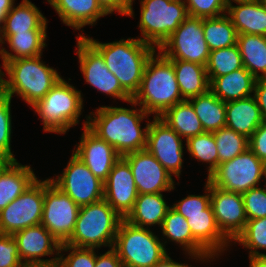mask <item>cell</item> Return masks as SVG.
Instances as JSON below:
<instances>
[{"instance_id": "obj_4", "label": "cell", "mask_w": 266, "mask_h": 267, "mask_svg": "<svg viewBox=\"0 0 266 267\" xmlns=\"http://www.w3.org/2000/svg\"><path fill=\"white\" fill-rule=\"evenodd\" d=\"M132 100L146 113L154 114L153 117H160L167 109L184 101L173 62L159 50L147 61L140 88Z\"/></svg>"}, {"instance_id": "obj_46", "label": "cell", "mask_w": 266, "mask_h": 267, "mask_svg": "<svg viewBox=\"0 0 266 267\" xmlns=\"http://www.w3.org/2000/svg\"><path fill=\"white\" fill-rule=\"evenodd\" d=\"M99 6L107 14H114L115 12L122 15H127L130 17H135L133 10L134 0H97Z\"/></svg>"}, {"instance_id": "obj_45", "label": "cell", "mask_w": 266, "mask_h": 267, "mask_svg": "<svg viewBox=\"0 0 266 267\" xmlns=\"http://www.w3.org/2000/svg\"><path fill=\"white\" fill-rule=\"evenodd\" d=\"M0 267H24L12 235L0 233Z\"/></svg>"}, {"instance_id": "obj_5", "label": "cell", "mask_w": 266, "mask_h": 267, "mask_svg": "<svg viewBox=\"0 0 266 267\" xmlns=\"http://www.w3.org/2000/svg\"><path fill=\"white\" fill-rule=\"evenodd\" d=\"M83 93L63 77L31 108L43 124V131L66 134L79 124L84 110Z\"/></svg>"}, {"instance_id": "obj_27", "label": "cell", "mask_w": 266, "mask_h": 267, "mask_svg": "<svg viewBox=\"0 0 266 267\" xmlns=\"http://www.w3.org/2000/svg\"><path fill=\"white\" fill-rule=\"evenodd\" d=\"M209 90L223 102L253 95L256 78L245 68L216 78H208Z\"/></svg>"}, {"instance_id": "obj_12", "label": "cell", "mask_w": 266, "mask_h": 267, "mask_svg": "<svg viewBox=\"0 0 266 267\" xmlns=\"http://www.w3.org/2000/svg\"><path fill=\"white\" fill-rule=\"evenodd\" d=\"M60 175L51 181L77 205H89L104 199L103 181L72 152L71 158Z\"/></svg>"}, {"instance_id": "obj_31", "label": "cell", "mask_w": 266, "mask_h": 267, "mask_svg": "<svg viewBox=\"0 0 266 267\" xmlns=\"http://www.w3.org/2000/svg\"><path fill=\"white\" fill-rule=\"evenodd\" d=\"M47 31H28L11 34L2 43V62H8L18 58L35 57L43 55V49L47 46ZM4 44V45H3ZM7 49H5V45Z\"/></svg>"}, {"instance_id": "obj_34", "label": "cell", "mask_w": 266, "mask_h": 267, "mask_svg": "<svg viewBox=\"0 0 266 267\" xmlns=\"http://www.w3.org/2000/svg\"><path fill=\"white\" fill-rule=\"evenodd\" d=\"M188 101L201 121L204 132H214L226 127V102L220 100L210 90Z\"/></svg>"}, {"instance_id": "obj_22", "label": "cell", "mask_w": 266, "mask_h": 267, "mask_svg": "<svg viewBox=\"0 0 266 267\" xmlns=\"http://www.w3.org/2000/svg\"><path fill=\"white\" fill-rule=\"evenodd\" d=\"M186 219L193 238L212 257L223 256L233 246L219 229L211 205L205 209V214L186 215Z\"/></svg>"}, {"instance_id": "obj_48", "label": "cell", "mask_w": 266, "mask_h": 267, "mask_svg": "<svg viewBox=\"0 0 266 267\" xmlns=\"http://www.w3.org/2000/svg\"><path fill=\"white\" fill-rule=\"evenodd\" d=\"M97 249L95 267H124L116 250L111 247L105 253H99ZM99 253V254H98Z\"/></svg>"}, {"instance_id": "obj_8", "label": "cell", "mask_w": 266, "mask_h": 267, "mask_svg": "<svg viewBox=\"0 0 266 267\" xmlns=\"http://www.w3.org/2000/svg\"><path fill=\"white\" fill-rule=\"evenodd\" d=\"M113 248L124 267H152L168 252L150 228L137 227L122 220Z\"/></svg>"}, {"instance_id": "obj_17", "label": "cell", "mask_w": 266, "mask_h": 267, "mask_svg": "<svg viewBox=\"0 0 266 267\" xmlns=\"http://www.w3.org/2000/svg\"><path fill=\"white\" fill-rule=\"evenodd\" d=\"M12 236L24 266L57 264L61 243L42 224L25 228ZM46 256L53 257L42 258Z\"/></svg>"}, {"instance_id": "obj_29", "label": "cell", "mask_w": 266, "mask_h": 267, "mask_svg": "<svg viewBox=\"0 0 266 267\" xmlns=\"http://www.w3.org/2000/svg\"><path fill=\"white\" fill-rule=\"evenodd\" d=\"M37 178L31 165L11 161L0 173V211L19 197Z\"/></svg>"}, {"instance_id": "obj_56", "label": "cell", "mask_w": 266, "mask_h": 267, "mask_svg": "<svg viewBox=\"0 0 266 267\" xmlns=\"http://www.w3.org/2000/svg\"><path fill=\"white\" fill-rule=\"evenodd\" d=\"M0 59L2 60V43H1V39H0ZM1 67V65H0Z\"/></svg>"}, {"instance_id": "obj_30", "label": "cell", "mask_w": 266, "mask_h": 267, "mask_svg": "<svg viewBox=\"0 0 266 267\" xmlns=\"http://www.w3.org/2000/svg\"><path fill=\"white\" fill-rule=\"evenodd\" d=\"M173 62L176 80L184 100L203 95L209 91V79L206 66L179 59Z\"/></svg>"}, {"instance_id": "obj_32", "label": "cell", "mask_w": 266, "mask_h": 267, "mask_svg": "<svg viewBox=\"0 0 266 267\" xmlns=\"http://www.w3.org/2000/svg\"><path fill=\"white\" fill-rule=\"evenodd\" d=\"M236 45L243 67L256 79H266V36L238 34Z\"/></svg>"}, {"instance_id": "obj_44", "label": "cell", "mask_w": 266, "mask_h": 267, "mask_svg": "<svg viewBox=\"0 0 266 267\" xmlns=\"http://www.w3.org/2000/svg\"><path fill=\"white\" fill-rule=\"evenodd\" d=\"M190 17L210 18L226 14L222 0H184Z\"/></svg>"}, {"instance_id": "obj_35", "label": "cell", "mask_w": 266, "mask_h": 267, "mask_svg": "<svg viewBox=\"0 0 266 267\" xmlns=\"http://www.w3.org/2000/svg\"><path fill=\"white\" fill-rule=\"evenodd\" d=\"M203 31L210 51L227 48L237 43L238 34L226 14L219 17L203 18Z\"/></svg>"}, {"instance_id": "obj_52", "label": "cell", "mask_w": 266, "mask_h": 267, "mask_svg": "<svg viewBox=\"0 0 266 267\" xmlns=\"http://www.w3.org/2000/svg\"><path fill=\"white\" fill-rule=\"evenodd\" d=\"M249 267H266V256L249 257Z\"/></svg>"}, {"instance_id": "obj_43", "label": "cell", "mask_w": 266, "mask_h": 267, "mask_svg": "<svg viewBox=\"0 0 266 267\" xmlns=\"http://www.w3.org/2000/svg\"><path fill=\"white\" fill-rule=\"evenodd\" d=\"M242 194L247 220L266 217V184Z\"/></svg>"}, {"instance_id": "obj_2", "label": "cell", "mask_w": 266, "mask_h": 267, "mask_svg": "<svg viewBox=\"0 0 266 267\" xmlns=\"http://www.w3.org/2000/svg\"><path fill=\"white\" fill-rule=\"evenodd\" d=\"M77 35L101 54L122 89L133 98L140 88L146 63L157 49L135 37L102 43L82 32Z\"/></svg>"}, {"instance_id": "obj_23", "label": "cell", "mask_w": 266, "mask_h": 267, "mask_svg": "<svg viewBox=\"0 0 266 267\" xmlns=\"http://www.w3.org/2000/svg\"><path fill=\"white\" fill-rule=\"evenodd\" d=\"M66 26L83 32L85 26H95L98 19L108 16L97 0H46Z\"/></svg>"}, {"instance_id": "obj_38", "label": "cell", "mask_w": 266, "mask_h": 267, "mask_svg": "<svg viewBox=\"0 0 266 267\" xmlns=\"http://www.w3.org/2000/svg\"><path fill=\"white\" fill-rule=\"evenodd\" d=\"M213 135L218 151V166L239 156L249 148V138L228 127L214 131Z\"/></svg>"}, {"instance_id": "obj_54", "label": "cell", "mask_w": 266, "mask_h": 267, "mask_svg": "<svg viewBox=\"0 0 266 267\" xmlns=\"http://www.w3.org/2000/svg\"><path fill=\"white\" fill-rule=\"evenodd\" d=\"M223 1V4L226 6V8L230 5H232L233 3H242V2H246V1H249V0H222Z\"/></svg>"}, {"instance_id": "obj_10", "label": "cell", "mask_w": 266, "mask_h": 267, "mask_svg": "<svg viewBox=\"0 0 266 267\" xmlns=\"http://www.w3.org/2000/svg\"><path fill=\"white\" fill-rule=\"evenodd\" d=\"M47 179L39 177L14 201L0 211V233H14L41 224L44 206V189Z\"/></svg>"}, {"instance_id": "obj_36", "label": "cell", "mask_w": 266, "mask_h": 267, "mask_svg": "<svg viewBox=\"0 0 266 267\" xmlns=\"http://www.w3.org/2000/svg\"><path fill=\"white\" fill-rule=\"evenodd\" d=\"M186 152L191 158H195L198 162L206 163L207 178L218 167V151L214 139L213 132H204L202 134L190 137L186 142Z\"/></svg>"}, {"instance_id": "obj_6", "label": "cell", "mask_w": 266, "mask_h": 267, "mask_svg": "<svg viewBox=\"0 0 266 267\" xmlns=\"http://www.w3.org/2000/svg\"><path fill=\"white\" fill-rule=\"evenodd\" d=\"M123 219L105 199L83 205L65 244L78 248H111Z\"/></svg>"}, {"instance_id": "obj_21", "label": "cell", "mask_w": 266, "mask_h": 267, "mask_svg": "<svg viewBox=\"0 0 266 267\" xmlns=\"http://www.w3.org/2000/svg\"><path fill=\"white\" fill-rule=\"evenodd\" d=\"M162 233V242L166 248V244L169 242H174L182 250L184 254L188 256V259L195 260L203 263H209L219 260V257H212L194 238L191 233L190 227L188 225L187 219L174 210L172 207L167 211L166 216L164 217L162 226L160 228ZM217 258V259H216ZM194 259V260H193ZM209 261V262H208Z\"/></svg>"}, {"instance_id": "obj_7", "label": "cell", "mask_w": 266, "mask_h": 267, "mask_svg": "<svg viewBox=\"0 0 266 267\" xmlns=\"http://www.w3.org/2000/svg\"><path fill=\"white\" fill-rule=\"evenodd\" d=\"M140 9L137 38L157 50L189 16L184 0H140Z\"/></svg>"}, {"instance_id": "obj_15", "label": "cell", "mask_w": 266, "mask_h": 267, "mask_svg": "<svg viewBox=\"0 0 266 267\" xmlns=\"http://www.w3.org/2000/svg\"><path fill=\"white\" fill-rule=\"evenodd\" d=\"M152 118L147 130L146 149L179 180L184 167L185 140L159 117Z\"/></svg>"}, {"instance_id": "obj_9", "label": "cell", "mask_w": 266, "mask_h": 267, "mask_svg": "<svg viewBox=\"0 0 266 267\" xmlns=\"http://www.w3.org/2000/svg\"><path fill=\"white\" fill-rule=\"evenodd\" d=\"M213 186L224 191L243 194L265 182V162L249 148L232 160L225 161L206 178Z\"/></svg>"}, {"instance_id": "obj_50", "label": "cell", "mask_w": 266, "mask_h": 267, "mask_svg": "<svg viewBox=\"0 0 266 267\" xmlns=\"http://www.w3.org/2000/svg\"><path fill=\"white\" fill-rule=\"evenodd\" d=\"M152 267H195L186 263L174 261L167 253L159 262L155 263Z\"/></svg>"}, {"instance_id": "obj_51", "label": "cell", "mask_w": 266, "mask_h": 267, "mask_svg": "<svg viewBox=\"0 0 266 267\" xmlns=\"http://www.w3.org/2000/svg\"><path fill=\"white\" fill-rule=\"evenodd\" d=\"M14 4L15 0H0V28L3 25L6 15L11 10Z\"/></svg>"}, {"instance_id": "obj_55", "label": "cell", "mask_w": 266, "mask_h": 267, "mask_svg": "<svg viewBox=\"0 0 266 267\" xmlns=\"http://www.w3.org/2000/svg\"><path fill=\"white\" fill-rule=\"evenodd\" d=\"M24 267H58L57 264L55 265H34V266H24Z\"/></svg>"}, {"instance_id": "obj_42", "label": "cell", "mask_w": 266, "mask_h": 267, "mask_svg": "<svg viewBox=\"0 0 266 267\" xmlns=\"http://www.w3.org/2000/svg\"><path fill=\"white\" fill-rule=\"evenodd\" d=\"M205 194L193 195L176 201L171 207L186 218V215L205 214V209L210 205V182L206 179Z\"/></svg>"}, {"instance_id": "obj_53", "label": "cell", "mask_w": 266, "mask_h": 267, "mask_svg": "<svg viewBox=\"0 0 266 267\" xmlns=\"http://www.w3.org/2000/svg\"><path fill=\"white\" fill-rule=\"evenodd\" d=\"M11 162V160L5 156L0 155V173L5 169V167Z\"/></svg>"}, {"instance_id": "obj_13", "label": "cell", "mask_w": 266, "mask_h": 267, "mask_svg": "<svg viewBox=\"0 0 266 267\" xmlns=\"http://www.w3.org/2000/svg\"><path fill=\"white\" fill-rule=\"evenodd\" d=\"M80 206L49 178L44 189L41 224L61 243H66L74 230Z\"/></svg>"}, {"instance_id": "obj_28", "label": "cell", "mask_w": 266, "mask_h": 267, "mask_svg": "<svg viewBox=\"0 0 266 267\" xmlns=\"http://www.w3.org/2000/svg\"><path fill=\"white\" fill-rule=\"evenodd\" d=\"M237 34L266 36V9L259 0H249L226 8Z\"/></svg>"}, {"instance_id": "obj_18", "label": "cell", "mask_w": 266, "mask_h": 267, "mask_svg": "<svg viewBox=\"0 0 266 267\" xmlns=\"http://www.w3.org/2000/svg\"><path fill=\"white\" fill-rule=\"evenodd\" d=\"M83 121V132L80 141L75 144L72 152L88 167L101 181H105L114 163L121 157L113 146L99 138Z\"/></svg>"}, {"instance_id": "obj_25", "label": "cell", "mask_w": 266, "mask_h": 267, "mask_svg": "<svg viewBox=\"0 0 266 267\" xmlns=\"http://www.w3.org/2000/svg\"><path fill=\"white\" fill-rule=\"evenodd\" d=\"M164 196L162 193L138 194L133 209L124 220L137 227L150 228L158 225L160 229L171 207Z\"/></svg>"}, {"instance_id": "obj_40", "label": "cell", "mask_w": 266, "mask_h": 267, "mask_svg": "<svg viewBox=\"0 0 266 267\" xmlns=\"http://www.w3.org/2000/svg\"><path fill=\"white\" fill-rule=\"evenodd\" d=\"M12 99L0 91V155L17 161L11 149L12 138Z\"/></svg>"}, {"instance_id": "obj_3", "label": "cell", "mask_w": 266, "mask_h": 267, "mask_svg": "<svg viewBox=\"0 0 266 267\" xmlns=\"http://www.w3.org/2000/svg\"><path fill=\"white\" fill-rule=\"evenodd\" d=\"M2 67L5 73L0 69V91L11 99L16 94L30 107L62 78L56 68L43 62L42 55L2 62Z\"/></svg>"}, {"instance_id": "obj_24", "label": "cell", "mask_w": 266, "mask_h": 267, "mask_svg": "<svg viewBox=\"0 0 266 267\" xmlns=\"http://www.w3.org/2000/svg\"><path fill=\"white\" fill-rule=\"evenodd\" d=\"M13 5L0 28V39L3 43L11 34L28 31H47V18L30 0H22Z\"/></svg>"}, {"instance_id": "obj_39", "label": "cell", "mask_w": 266, "mask_h": 267, "mask_svg": "<svg viewBox=\"0 0 266 267\" xmlns=\"http://www.w3.org/2000/svg\"><path fill=\"white\" fill-rule=\"evenodd\" d=\"M248 250V257L266 256V217L247 220L244 230L232 242Z\"/></svg>"}, {"instance_id": "obj_14", "label": "cell", "mask_w": 266, "mask_h": 267, "mask_svg": "<svg viewBox=\"0 0 266 267\" xmlns=\"http://www.w3.org/2000/svg\"><path fill=\"white\" fill-rule=\"evenodd\" d=\"M75 53L85 83L114 100L129 102L132 98L122 89L116 76L108 69L101 54L84 38L76 36Z\"/></svg>"}, {"instance_id": "obj_37", "label": "cell", "mask_w": 266, "mask_h": 267, "mask_svg": "<svg viewBox=\"0 0 266 267\" xmlns=\"http://www.w3.org/2000/svg\"><path fill=\"white\" fill-rule=\"evenodd\" d=\"M241 68L243 63L237 45L210 51L206 65L208 78L224 76Z\"/></svg>"}, {"instance_id": "obj_19", "label": "cell", "mask_w": 266, "mask_h": 267, "mask_svg": "<svg viewBox=\"0 0 266 267\" xmlns=\"http://www.w3.org/2000/svg\"><path fill=\"white\" fill-rule=\"evenodd\" d=\"M210 205L219 229L233 242L247 222L242 194L224 191L210 183Z\"/></svg>"}, {"instance_id": "obj_26", "label": "cell", "mask_w": 266, "mask_h": 267, "mask_svg": "<svg viewBox=\"0 0 266 267\" xmlns=\"http://www.w3.org/2000/svg\"><path fill=\"white\" fill-rule=\"evenodd\" d=\"M264 121L255 97L226 102V127L250 138Z\"/></svg>"}, {"instance_id": "obj_57", "label": "cell", "mask_w": 266, "mask_h": 267, "mask_svg": "<svg viewBox=\"0 0 266 267\" xmlns=\"http://www.w3.org/2000/svg\"><path fill=\"white\" fill-rule=\"evenodd\" d=\"M262 6L266 9V0H259Z\"/></svg>"}, {"instance_id": "obj_1", "label": "cell", "mask_w": 266, "mask_h": 267, "mask_svg": "<svg viewBox=\"0 0 266 267\" xmlns=\"http://www.w3.org/2000/svg\"><path fill=\"white\" fill-rule=\"evenodd\" d=\"M128 103L131 104V109L117 105L99 106L96 112L92 111L87 115V127L113 146L120 156L146 149L150 123V114L133 100ZM143 120L146 121L144 128L141 126Z\"/></svg>"}, {"instance_id": "obj_49", "label": "cell", "mask_w": 266, "mask_h": 267, "mask_svg": "<svg viewBox=\"0 0 266 267\" xmlns=\"http://www.w3.org/2000/svg\"><path fill=\"white\" fill-rule=\"evenodd\" d=\"M253 96L256 99L263 119L266 120V79H256Z\"/></svg>"}, {"instance_id": "obj_20", "label": "cell", "mask_w": 266, "mask_h": 267, "mask_svg": "<svg viewBox=\"0 0 266 267\" xmlns=\"http://www.w3.org/2000/svg\"><path fill=\"white\" fill-rule=\"evenodd\" d=\"M103 186L104 199L125 218L133 209L138 192L129 163L122 156L114 163Z\"/></svg>"}, {"instance_id": "obj_41", "label": "cell", "mask_w": 266, "mask_h": 267, "mask_svg": "<svg viewBox=\"0 0 266 267\" xmlns=\"http://www.w3.org/2000/svg\"><path fill=\"white\" fill-rule=\"evenodd\" d=\"M69 251V252H68ZM64 252V253H63ZM65 252L67 256L64 255ZM96 248H78L61 244L58 256V267H95Z\"/></svg>"}, {"instance_id": "obj_16", "label": "cell", "mask_w": 266, "mask_h": 267, "mask_svg": "<svg viewBox=\"0 0 266 267\" xmlns=\"http://www.w3.org/2000/svg\"><path fill=\"white\" fill-rule=\"evenodd\" d=\"M122 157L129 163L138 194L171 192L176 188L173 176L147 149Z\"/></svg>"}, {"instance_id": "obj_33", "label": "cell", "mask_w": 266, "mask_h": 267, "mask_svg": "<svg viewBox=\"0 0 266 267\" xmlns=\"http://www.w3.org/2000/svg\"><path fill=\"white\" fill-rule=\"evenodd\" d=\"M185 142L193 136L204 133V129L194 108L188 100H184L167 109L160 117Z\"/></svg>"}, {"instance_id": "obj_47", "label": "cell", "mask_w": 266, "mask_h": 267, "mask_svg": "<svg viewBox=\"0 0 266 267\" xmlns=\"http://www.w3.org/2000/svg\"><path fill=\"white\" fill-rule=\"evenodd\" d=\"M249 149L263 162H266V120L249 138Z\"/></svg>"}, {"instance_id": "obj_58", "label": "cell", "mask_w": 266, "mask_h": 267, "mask_svg": "<svg viewBox=\"0 0 266 267\" xmlns=\"http://www.w3.org/2000/svg\"><path fill=\"white\" fill-rule=\"evenodd\" d=\"M264 181H266V162H265V180Z\"/></svg>"}, {"instance_id": "obj_11", "label": "cell", "mask_w": 266, "mask_h": 267, "mask_svg": "<svg viewBox=\"0 0 266 267\" xmlns=\"http://www.w3.org/2000/svg\"><path fill=\"white\" fill-rule=\"evenodd\" d=\"M158 50L168 59L206 66L210 50L204 38L203 18L188 16Z\"/></svg>"}]
</instances>
